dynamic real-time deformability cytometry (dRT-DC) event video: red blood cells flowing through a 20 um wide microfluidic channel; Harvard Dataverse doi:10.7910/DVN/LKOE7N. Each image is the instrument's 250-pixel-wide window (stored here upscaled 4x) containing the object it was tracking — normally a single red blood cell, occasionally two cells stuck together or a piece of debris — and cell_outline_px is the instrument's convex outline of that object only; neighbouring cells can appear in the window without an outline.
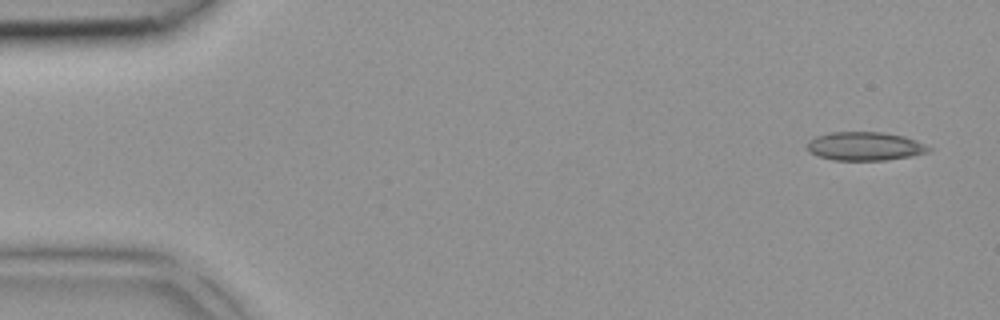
{"species": "common noctule bat (a hibernating species)", "species_latin": "Nyctalus noctula", "temperature_condition": "room temperature", "stored_images_in_passage": 4, "camera_frame_rate_fps": 3000, "um_per_image_px": 0.085, "animal": {"sex": "female", "body_mass_g": 18.4}, "frame": {"image": 1, "passage_image": 1, "time_ms": 0.0, "image_size_px": [1000, 320], "cell_outline_px": [[932, 148], [928, 152], [912, 156], [888, 160], [832, 160], [808, 152], [808, 140], [816, 136], [828, 132], [880, 132], [904, 136], [916, 140]], "centroid_in_image_um": [73.51, 12.43], "position_along_channel_um": 11.5, "area_um2": 20.29}}